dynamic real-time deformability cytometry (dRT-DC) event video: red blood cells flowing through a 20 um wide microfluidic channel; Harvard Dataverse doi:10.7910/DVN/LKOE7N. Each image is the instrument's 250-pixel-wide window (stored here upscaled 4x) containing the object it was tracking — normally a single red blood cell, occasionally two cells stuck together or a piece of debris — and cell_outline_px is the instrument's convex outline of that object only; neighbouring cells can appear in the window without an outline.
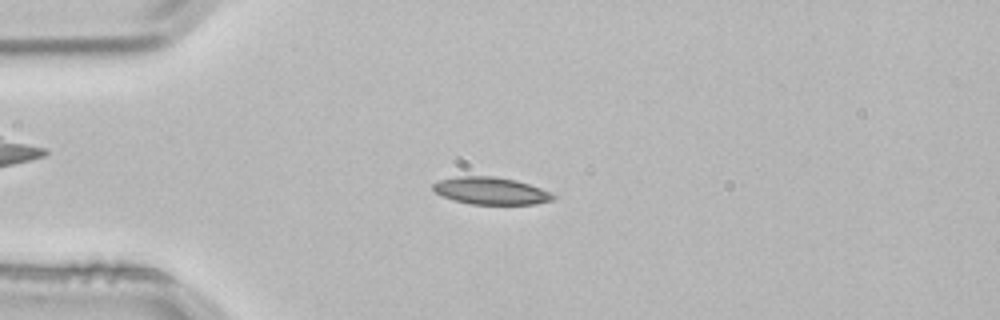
{"species": "common noctule bat (a hibernating species)", "species_latin": "Nyctalus noctula", "temperature_condition": "room temperature", "stored_images_in_passage": 2, "camera_frame_rate_fps": 3000, "um_per_image_px": 0.085, "animal": {"sex": "male", "body_mass_g": 21.5, "forearm_length_mm": 52.0}, "frame": {"image": 1, "passage_image": 2, "time_ms": 0.333, "image_size_px": [1000, 320], "cell_outline_px": [[556, 196], [552, 200], [536, 204], [468, 204], [452, 200], [436, 192], [432, 188], [432, 184], [440, 180], [456, 176], [492, 176], [516, 180], [552, 192]], "centroid_in_image_um": [41.72, 16.22], "position_along_channel_um": 43.3, "area_um2": 19.07}}